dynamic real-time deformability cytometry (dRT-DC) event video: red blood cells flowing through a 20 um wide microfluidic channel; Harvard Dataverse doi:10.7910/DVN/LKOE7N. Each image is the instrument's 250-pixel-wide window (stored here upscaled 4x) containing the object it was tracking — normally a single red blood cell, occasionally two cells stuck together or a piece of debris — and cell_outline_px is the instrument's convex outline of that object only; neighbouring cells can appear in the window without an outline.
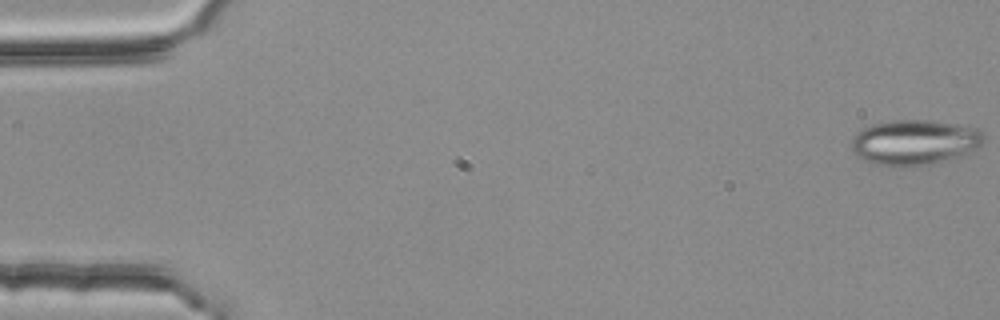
{"species": "common noctule bat (a hibernating species)", "species_latin": "Nyctalus noctula", "temperature_condition": "room temperature", "stored_images_in_passage": 5, "camera_frame_rate_fps": 3000, "um_per_image_px": 0.085, "animal": {"sex": "female", "body_mass_g": 25.1}, "frame": {"image": 1, "passage_image": 1, "time_ms": 0.0, "image_size_px": [1000, 320], "cell_outline_px": [[984, 140], [976, 148], [960, 156], [928, 164], [900, 168], [896, 168], [872, 164], [856, 156], [852, 152], [852, 140], [856, 132], [860, 128], [872, 124], [892, 120], [928, 120], [956, 124], [980, 128], [984, 132]], "centroid_in_image_um": [77.69, 12.1], "position_along_channel_um": 7.3, "area_um2": 35.32}}